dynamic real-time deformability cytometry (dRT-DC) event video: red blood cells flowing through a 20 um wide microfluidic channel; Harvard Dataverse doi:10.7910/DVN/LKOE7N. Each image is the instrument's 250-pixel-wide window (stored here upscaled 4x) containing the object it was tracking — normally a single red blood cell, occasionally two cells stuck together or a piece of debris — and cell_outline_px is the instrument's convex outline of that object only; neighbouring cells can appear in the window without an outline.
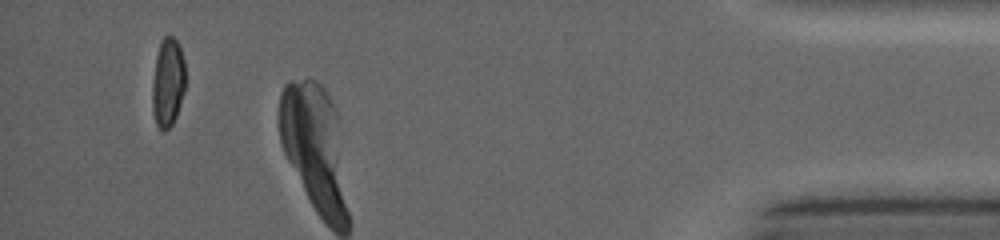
{"species": "common noctule bat (a hibernating species)", "species_latin": "Nyctalus noctula", "temperature_condition": "warm", "stored_images_in_passage": 54, "camera_frame_rate_fps": 5000, "um_per_image_px": 0.085, "animal": {"sex": "female", "body_mass_g": 19.0, "forearm_length_mm": 53.3}, "frame": {"image": 1, "passage_image": 46, "time_ms": 11.2, "image_size_px": [1000, 240], "cell_outline_px": [[184, 92], [176, 116], [172, 124], [164, 132], [156, 124], [152, 108], [152, 80], [156, 56], [160, 40], [164, 36], [172, 36], [176, 40], [180, 48], [184, 60]], "centroid_in_image_um": [14.25, 7.0], "position_along_channel_um": 421.0, "area_um2": 17.17}}